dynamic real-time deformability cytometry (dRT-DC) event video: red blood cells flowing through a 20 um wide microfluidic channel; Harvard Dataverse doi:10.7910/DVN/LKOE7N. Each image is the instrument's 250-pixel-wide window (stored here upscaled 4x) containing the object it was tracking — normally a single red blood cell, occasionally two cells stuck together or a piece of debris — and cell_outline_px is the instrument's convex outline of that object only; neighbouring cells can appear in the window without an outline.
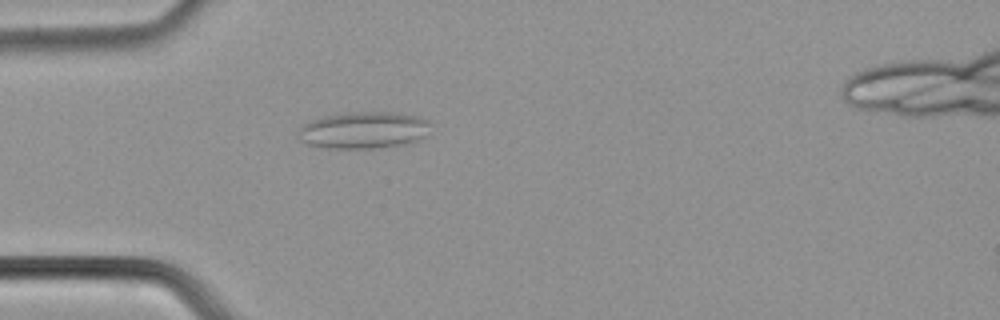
{"species": "common noctule bat (a hibernating species)", "species_latin": "Nyctalus noctula", "temperature_condition": "cold", "stored_images_in_passage": 50, "camera_frame_rate_fps": 3000, "um_per_image_px": 0.085, "animal": {"sex": "male", "body_mass_g": 21.5, "forearm_length_mm": 52.0}, "frame": {"image": 1, "passage_image": 14, "time_ms": 4.333, "image_size_px": [1000, 320], "cell_outline_px": [[428, 124], [424, 136], [416, 140], [404, 144], [376, 148], [328, 148], [308, 144], [296, 136], [300, 128], [304, 124], [312, 120], [324, 116], [348, 112], [392, 112], [416, 116], [428, 120]], "centroid_in_image_um": [30.86, 11.06], "position_along_channel_um": 54.1, "area_um2": 28.03}}
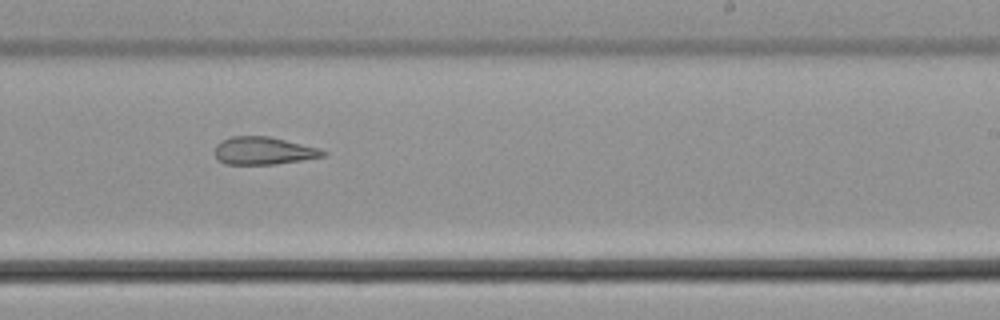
{"frame": {"image": 2, "passage_image": 30, "time_ms": 9.667, "image_size_px": [1000, 320], "cell_outline_px": [[328, 156], [272, 164], [224, 164], [216, 160], [216, 144], [220, 140], [232, 136], [268, 136], [320, 148], [328, 152]], "centroid_in_image_um": [22.4, 12.81], "position_along_channel_um": 266.6, "area_um2": 17.51}}
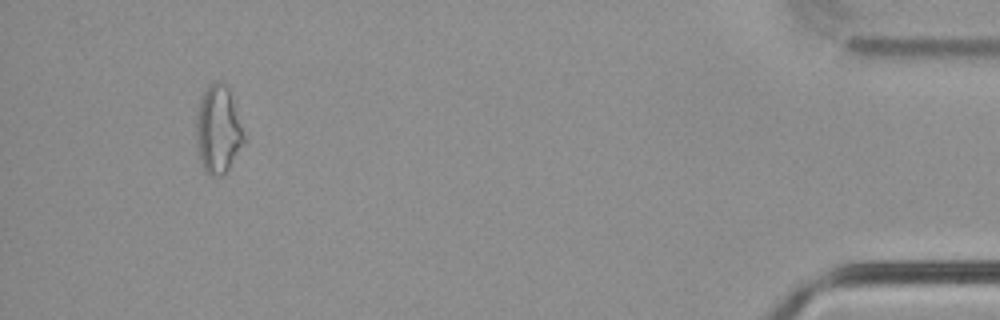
{"frame": {"image": 3, "passage_image": 46, "time_ms": 15.0, "image_size_px": [1000, 320], "cell_outline_px": [[248, 140], [228, 168], [220, 176], [212, 176], [204, 168], [200, 160], [196, 136], [196, 112], [204, 88], [208, 84], [216, 80], [220, 80], [228, 88]], "centroid_in_image_um": [18.56, 10.97], "position_along_channel_um": 416.6, "area_um2": 24.68}}